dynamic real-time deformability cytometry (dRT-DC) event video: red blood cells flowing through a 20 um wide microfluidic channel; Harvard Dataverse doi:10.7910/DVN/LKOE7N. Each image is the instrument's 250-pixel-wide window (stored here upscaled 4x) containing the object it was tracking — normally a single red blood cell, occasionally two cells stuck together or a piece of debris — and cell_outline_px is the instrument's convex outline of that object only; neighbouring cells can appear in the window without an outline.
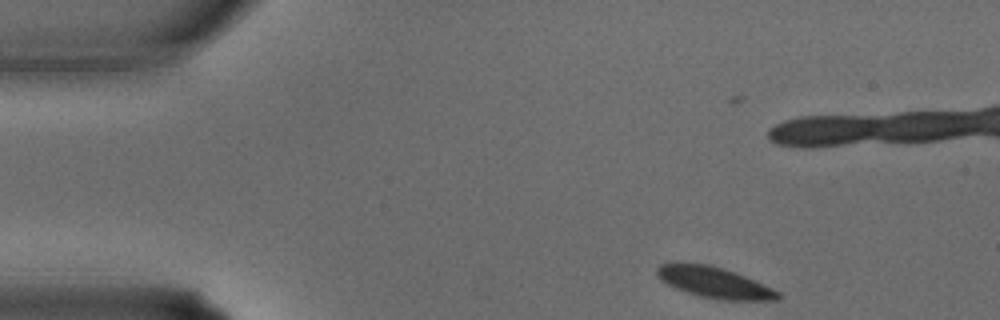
{"species": "common noctule bat (a hibernating species)", "species_latin": "Nyctalus noctula", "temperature_condition": "warm", "stored_images_in_passage": 38, "camera_frame_rate_fps": 3000, "um_per_image_px": 0.085, "animal": {"sex": "male", "body_mass_g": 15.6}, "frame": {"image": 1, "passage_image": 5, "time_ms": 1.333, "image_size_px": [1000, 320], "cell_outline_px": [[780, 300], [720, 300], [700, 296], [676, 288], [660, 280], [656, 272], [656, 268], [660, 264], [676, 260], [708, 264], [724, 268], [736, 272], [780, 292]], "centroid_in_image_um": [60.66, 23.97], "position_along_channel_um": 24.3, "area_um2": 22.2}}